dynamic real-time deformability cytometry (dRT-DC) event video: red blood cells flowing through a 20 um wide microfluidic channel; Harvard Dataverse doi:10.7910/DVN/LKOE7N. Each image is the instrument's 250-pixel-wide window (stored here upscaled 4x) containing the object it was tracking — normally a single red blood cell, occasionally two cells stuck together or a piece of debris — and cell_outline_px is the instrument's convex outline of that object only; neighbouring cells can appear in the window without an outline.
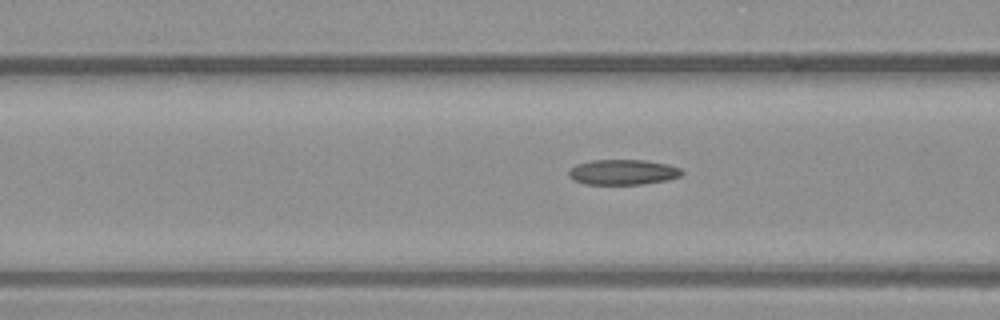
{"species": "common noctule bat (a hibernating species)", "species_latin": "Nyctalus noctula", "temperature_condition": "warm", "stored_images_in_passage": 9, "camera_frame_rate_fps": 3000, "um_per_image_px": 0.085, "animal": {"sex": "male", "body_mass_g": 23.1, "forearm_length_mm": 52.7}, "frame": {"image": 1, "passage_image": 7, "time_ms": 2.0, "image_size_px": [1000, 320], "cell_outline_px": [[684, 172], [680, 176], [668, 180], [644, 184], [584, 184], [572, 180], [568, 176], [568, 172], [576, 164], [592, 160], [644, 160], [668, 164], [680, 168]], "centroid_in_image_um": [52.94, 14.63], "position_along_channel_um": 113.7, "area_um2": 16.76}}